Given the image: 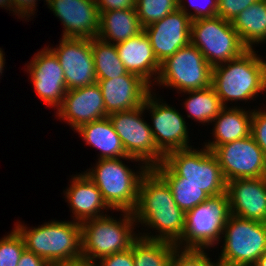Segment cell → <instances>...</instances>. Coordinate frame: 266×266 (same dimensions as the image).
I'll list each match as a JSON object with an SVG mask.
<instances>
[{
    "label": "cell",
    "instance_id": "obj_18",
    "mask_svg": "<svg viewBox=\"0 0 266 266\" xmlns=\"http://www.w3.org/2000/svg\"><path fill=\"white\" fill-rule=\"evenodd\" d=\"M56 117L66 121L74 132L86 123L108 117L99 85L67 90Z\"/></svg>",
    "mask_w": 266,
    "mask_h": 266
},
{
    "label": "cell",
    "instance_id": "obj_17",
    "mask_svg": "<svg viewBox=\"0 0 266 266\" xmlns=\"http://www.w3.org/2000/svg\"><path fill=\"white\" fill-rule=\"evenodd\" d=\"M191 21L188 15L177 9L143 28L160 64L191 42Z\"/></svg>",
    "mask_w": 266,
    "mask_h": 266
},
{
    "label": "cell",
    "instance_id": "obj_34",
    "mask_svg": "<svg viewBox=\"0 0 266 266\" xmlns=\"http://www.w3.org/2000/svg\"><path fill=\"white\" fill-rule=\"evenodd\" d=\"M186 3H189V6ZM186 3L184 0H178V9L188 15L192 21L217 16L218 0H187ZM186 6L188 8L191 7V10ZM192 10L194 11L191 12Z\"/></svg>",
    "mask_w": 266,
    "mask_h": 266
},
{
    "label": "cell",
    "instance_id": "obj_24",
    "mask_svg": "<svg viewBox=\"0 0 266 266\" xmlns=\"http://www.w3.org/2000/svg\"><path fill=\"white\" fill-rule=\"evenodd\" d=\"M75 131L82 136L85 144L99 150L98 159H117L128 156L109 117L86 123Z\"/></svg>",
    "mask_w": 266,
    "mask_h": 266
},
{
    "label": "cell",
    "instance_id": "obj_14",
    "mask_svg": "<svg viewBox=\"0 0 266 266\" xmlns=\"http://www.w3.org/2000/svg\"><path fill=\"white\" fill-rule=\"evenodd\" d=\"M49 48L59 59L67 90L97 83L91 39L62 37L56 48Z\"/></svg>",
    "mask_w": 266,
    "mask_h": 266
},
{
    "label": "cell",
    "instance_id": "obj_19",
    "mask_svg": "<svg viewBox=\"0 0 266 266\" xmlns=\"http://www.w3.org/2000/svg\"><path fill=\"white\" fill-rule=\"evenodd\" d=\"M97 84L108 115L142 106L152 91L145 80L129 72L114 79L97 80Z\"/></svg>",
    "mask_w": 266,
    "mask_h": 266
},
{
    "label": "cell",
    "instance_id": "obj_28",
    "mask_svg": "<svg viewBox=\"0 0 266 266\" xmlns=\"http://www.w3.org/2000/svg\"><path fill=\"white\" fill-rule=\"evenodd\" d=\"M153 169L167 182L176 204L186 213L205 202L210 196L189 182L181 181L163 162Z\"/></svg>",
    "mask_w": 266,
    "mask_h": 266
},
{
    "label": "cell",
    "instance_id": "obj_26",
    "mask_svg": "<svg viewBox=\"0 0 266 266\" xmlns=\"http://www.w3.org/2000/svg\"><path fill=\"white\" fill-rule=\"evenodd\" d=\"M232 27L247 49L266 43V0H259L240 12L232 21ZM254 45V46H253Z\"/></svg>",
    "mask_w": 266,
    "mask_h": 266
},
{
    "label": "cell",
    "instance_id": "obj_31",
    "mask_svg": "<svg viewBox=\"0 0 266 266\" xmlns=\"http://www.w3.org/2000/svg\"><path fill=\"white\" fill-rule=\"evenodd\" d=\"M137 16L144 28L178 9V0H136Z\"/></svg>",
    "mask_w": 266,
    "mask_h": 266
},
{
    "label": "cell",
    "instance_id": "obj_33",
    "mask_svg": "<svg viewBox=\"0 0 266 266\" xmlns=\"http://www.w3.org/2000/svg\"><path fill=\"white\" fill-rule=\"evenodd\" d=\"M206 252L207 250L177 248L172 255L170 266H221L218 262H212Z\"/></svg>",
    "mask_w": 266,
    "mask_h": 266
},
{
    "label": "cell",
    "instance_id": "obj_40",
    "mask_svg": "<svg viewBox=\"0 0 266 266\" xmlns=\"http://www.w3.org/2000/svg\"><path fill=\"white\" fill-rule=\"evenodd\" d=\"M18 266H50V264L43 258L25 249L20 257Z\"/></svg>",
    "mask_w": 266,
    "mask_h": 266
},
{
    "label": "cell",
    "instance_id": "obj_7",
    "mask_svg": "<svg viewBox=\"0 0 266 266\" xmlns=\"http://www.w3.org/2000/svg\"><path fill=\"white\" fill-rule=\"evenodd\" d=\"M221 240V266H253L266 251V223L230 214Z\"/></svg>",
    "mask_w": 266,
    "mask_h": 266
},
{
    "label": "cell",
    "instance_id": "obj_3",
    "mask_svg": "<svg viewBox=\"0 0 266 266\" xmlns=\"http://www.w3.org/2000/svg\"><path fill=\"white\" fill-rule=\"evenodd\" d=\"M14 228L22 236L25 249L49 264L82 259L79 222L51 220L30 228L18 221Z\"/></svg>",
    "mask_w": 266,
    "mask_h": 266
},
{
    "label": "cell",
    "instance_id": "obj_11",
    "mask_svg": "<svg viewBox=\"0 0 266 266\" xmlns=\"http://www.w3.org/2000/svg\"><path fill=\"white\" fill-rule=\"evenodd\" d=\"M144 112L143 104L132 110L111 113L108 117L126 154L153 168L164 161L165 155L155 144L150 123L143 119Z\"/></svg>",
    "mask_w": 266,
    "mask_h": 266
},
{
    "label": "cell",
    "instance_id": "obj_45",
    "mask_svg": "<svg viewBox=\"0 0 266 266\" xmlns=\"http://www.w3.org/2000/svg\"><path fill=\"white\" fill-rule=\"evenodd\" d=\"M253 266H266V251L257 259Z\"/></svg>",
    "mask_w": 266,
    "mask_h": 266
},
{
    "label": "cell",
    "instance_id": "obj_6",
    "mask_svg": "<svg viewBox=\"0 0 266 266\" xmlns=\"http://www.w3.org/2000/svg\"><path fill=\"white\" fill-rule=\"evenodd\" d=\"M230 214L226 192L209 197L185 213L184 235L177 248L209 250L213 246L217 247Z\"/></svg>",
    "mask_w": 266,
    "mask_h": 266
},
{
    "label": "cell",
    "instance_id": "obj_5",
    "mask_svg": "<svg viewBox=\"0 0 266 266\" xmlns=\"http://www.w3.org/2000/svg\"><path fill=\"white\" fill-rule=\"evenodd\" d=\"M212 87L223 106L228 101L250 102L266 92L261 63L254 49H247L239 57L216 65L212 69Z\"/></svg>",
    "mask_w": 266,
    "mask_h": 266
},
{
    "label": "cell",
    "instance_id": "obj_10",
    "mask_svg": "<svg viewBox=\"0 0 266 266\" xmlns=\"http://www.w3.org/2000/svg\"><path fill=\"white\" fill-rule=\"evenodd\" d=\"M191 43L212 67L235 59L247 50L231 21L219 16L191 21Z\"/></svg>",
    "mask_w": 266,
    "mask_h": 266
},
{
    "label": "cell",
    "instance_id": "obj_35",
    "mask_svg": "<svg viewBox=\"0 0 266 266\" xmlns=\"http://www.w3.org/2000/svg\"><path fill=\"white\" fill-rule=\"evenodd\" d=\"M251 136L262 149L266 159V109L254 108L252 114Z\"/></svg>",
    "mask_w": 266,
    "mask_h": 266
},
{
    "label": "cell",
    "instance_id": "obj_37",
    "mask_svg": "<svg viewBox=\"0 0 266 266\" xmlns=\"http://www.w3.org/2000/svg\"><path fill=\"white\" fill-rule=\"evenodd\" d=\"M96 266H135L131 248L111 254L95 262Z\"/></svg>",
    "mask_w": 266,
    "mask_h": 266
},
{
    "label": "cell",
    "instance_id": "obj_30",
    "mask_svg": "<svg viewBox=\"0 0 266 266\" xmlns=\"http://www.w3.org/2000/svg\"><path fill=\"white\" fill-rule=\"evenodd\" d=\"M91 49L97 80L114 79L127 73L115 44L95 37L91 39Z\"/></svg>",
    "mask_w": 266,
    "mask_h": 266
},
{
    "label": "cell",
    "instance_id": "obj_42",
    "mask_svg": "<svg viewBox=\"0 0 266 266\" xmlns=\"http://www.w3.org/2000/svg\"><path fill=\"white\" fill-rule=\"evenodd\" d=\"M260 63H261V68H262V78H263V84L266 89V61L263 60L262 56L259 54L258 55Z\"/></svg>",
    "mask_w": 266,
    "mask_h": 266
},
{
    "label": "cell",
    "instance_id": "obj_8",
    "mask_svg": "<svg viewBox=\"0 0 266 266\" xmlns=\"http://www.w3.org/2000/svg\"><path fill=\"white\" fill-rule=\"evenodd\" d=\"M163 163L181 177V181L198 186L210 197L226 192L227 181L218 160L205 146L200 150L192 147L170 151Z\"/></svg>",
    "mask_w": 266,
    "mask_h": 266
},
{
    "label": "cell",
    "instance_id": "obj_41",
    "mask_svg": "<svg viewBox=\"0 0 266 266\" xmlns=\"http://www.w3.org/2000/svg\"><path fill=\"white\" fill-rule=\"evenodd\" d=\"M50 266H96V265L95 263H92L82 258L76 261L52 263L50 264Z\"/></svg>",
    "mask_w": 266,
    "mask_h": 266
},
{
    "label": "cell",
    "instance_id": "obj_43",
    "mask_svg": "<svg viewBox=\"0 0 266 266\" xmlns=\"http://www.w3.org/2000/svg\"><path fill=\"white\" fill-rule=\"evenodd\" d=\"M0 7L12 11V13L14 12L12 0H0Z\"/></svg>",
    "mask_w": 266,
    "mask_h": 266
},
{
    "label": "cell",
    "instance_id": "obj_9",
    "mask_svg": "<svg viewBox=\"0 0 266 266\" xmlns=\"http://www.w3.org/2000/svg\"><path fill=\"white\" fill-rule=\"evenodd\" d=\"M213 67L191 42L161 63L157 86L169 87L177 93L212 86Z\"/></svg>",
    "mask_w": 266,
    "mask_h": 266
},
{
    "label": "cell",
    "instance_id": "obj_4",
    "mask_svg": "<svg viewBox=\"0 0 266 266\" xmlns=\"http://www.w3.org/2000/svg\"><path fill=\"white\" fill-rule=\"evenodd\" d=\"M121 218L105 215L81 224V255L92 263L111 254L125 251L139 237L133 212L120 211Z\"/></svg>",
    "mask_w": 266,
    "mask_h": 266
},
{
    "label": "cell",
    "instance_id": "obj_2",
    "mask_svg": "<svg viewBox=\"0 0 266 266\" xmlns=\"http://www.w3.org/2000/svg\"><path fill=\"white\" fill-rule=\"evenodd\" d=\"M123 160L140 162L139 170L129 168ZM95 167L84 171L98 187L107 206L113 211L133 212L138 202L141 178L149 167L141 160L127 156L117 159H98Z\"/></svg>",
    "mask_w": 266,
    "mask_h": 266
},
{
    "label": "cell",
    "instance_id": "obj_36",
    "mask_svg": "<svg viewBox=\"0 0 266 266\" xmlns=\"http://www.w3.org/2000/svg\"><path fill=\"white\" fill-rule=\"evenodd\" d=\"M259 0H218L217 16L232 21L240 12Z\"/></svg>",
    "mask_w": 266,
    "mask_h": 266
},
{
    "label": "cell",
    "instance_id": "obj_15",
    "mask_svg": "<svg viewBox=\"0 0 266 266\" xmlns=\"http://www.w3.org/2000/svg\"><path fill=\"white\" fill-rule=\"evenodd\" d=\"M28 63L25 70L27 69L29 73L37 96L47 104V107L58 109L67 92L64 71L58 57L48 45L37 54L35 53Z\"/></svg>",
    "mask_w": 266,
    "mask_h": 266
},
{
    "label": "cell",
    "instance_id": "obj_25",
    "mask_svg": "<svg viewBox=\"0 0 266 266\" xmlns=\"http://www.w3.org/2000/svg\"><path fill=\"white\" fill-rule=\"evenodd\" d=\"M143 31L136 9L110 10L100 13L97 37L117 44Z\"/></svg>",
    "mask_w": 266,
    "mask_h": 266
},
{
    "label": "cell",
    "instance_id": "obj_1",
    "mask_svg": "<svg viewBox=\"0 0 266 266\" xmlns=\"http://www.w3.org/2000/svg\"><path fill=\"white\" fill-rule=\"evenodd\" d=\"M133 215L137 226L141 224L145 229L148 228L146 230H155L156 235L151 230L150 233L138 230L142 238L167 241L175 245L183 238L185 213L176 204L167 182L153 168H149L141 178Z\"/></svg>",
    "mask_w": 266,
    "mask_h": 266
},
{
    "label": "cell",
    "instance_id": "obj_44",
    "mask_svg": "<svg viewBox=\"0 0 266 266\" xmlns=\"http://www.w3.org/2000/svg\"><path fill=\"white\" fill-rule=\"evenodd\" d=\"M3 53H4V51L2 50V48H0V75H2L4 67H5V63H6L5 62L6 59H5V56H4L5 54H3Z\"/></svg>",
    "mask_w": 266,
    "mask_h": 266
},
{
    "label": "cell",
    "instance_id": "obj_38",
    "mask_svg": "<svg viewBox=\"0 0 266 266\" xmlns=\"http://www.w3.org/2000/svg\"><path fill=\"white\" fill-rule=\"evenodd\" d=\"M46 1V0H45ZM38 0H12L14 15L18 18H25V20H30L33 15H36V7Z\"/></svg>",
    "mask_w": 266,
    "mask_h": 266
},
{
    "label": "cell",
    "instance_id": "obj_13",
    "mask_svg": "<svg viewBox=\"0 0 266 266\" xmlns=\"http://www.w3.org/2000/svg\"><path fill=\"white\" fill-rule=\"evenodd\" d=\"M216 156L225 180L266 177V159L253 137L247 136L220 146Z\"/></svg>",
    "mask_w": 266,
    "mask_h": 266
},
{
    "label": "cell",
    "instance_id": "obj_39",
    "mask_svg": "<svg viewBox=\"0 0 266 266\" xmlns=\"http://www.w3.org/2000/svg\"><path fill=\"white\" fill-rule=\"evenodd\" d=\"M99 14L110 10L135 9L136 0H96Z\"/></svg>",
    "mask_w": 266,
    "mask_h": 266
},
{
    "label": "cell",
    "instance_id": "obj_16",
    "mask_svg": "<svg viewBox=\"0 0 266 266\" xmlns=\"http://www.w3.org/2000/svg\"><path fill=\"white\" fill-rule=\"evenodd\" d=\"M46 4L63 24L62 37H97L100 14L96 0H46Z\"/></svg>",
    "mask_w": 266,
    "mask_h": 266
},
{
    "label": "cell",
    "instance_id": "obj_29",
    "mask_svg": "<svg viewBox=\"0 0 266 266\" xmlns=\"http://www.w3.org/2000/svg\"><path fill=\"white\" fill-rule=\"evenodd\" d=\"M135 266H170L177 245L138 237L131 245Z\"/></svg>",
    "mask_w": 266,
    "mask_h": 266
},
{
    "label": "cell",
    "instance_id": "obj_27",
    "mask_svg": "<svg viewBox=\"0 0 266 266\" xmlns=\"http://www.w3.org/2000/svg\"><path fill=\"white\" fill-rule=\"evenodd\" d=\"M183 95H189L183 102L187 111V117L198 123L211 124L224 107L214 88L210 86L201 90H189L181 92Z\"/></svg>",
    "mask_w": 266,
    "mask_h": 266
},
{
    "label": "cell",
    "instance_id": "obj_22",
    "mask_svg": "<svg viewBox=\"0 0 266 266\" xmlns=\"http://www.w3.org/2000/svg\"><path fill=\"white\" fill-rule=\"evenodd\" d=\"M70 180L71 184L63 194L73 213V221L82 223L88 219L105 216L107 210H111L104 202L98 187L84 172L72 176Z\"/></svg>",
    "mask_w": 266,
    "mask_h": 266
},
{
    "label": "cell",
    "instance_id": "obj_20",
    "mask_svg": "<svg viewBox=\"0 0 266 266\" xmlns=\"http://www.w3.org/2000/svg\"><path fill=\"white\" fill-rule=\"evenodd\" d=\"M226 193L231 214L266 223V177L228 181Z\"/></svg>",
    "mask_w": 266,
    "mask_h": 266
},
{
    "label": "cell",
    "instance_id": "obj_23",
    "mask_svg": "<svg viewBox=\"0 0 266 266\" xmlns=\"http://www.w3.org/2000/svg\"><path fill=\"white\" fill-rule=\"evenodd\" d=\"M252 114V109L246 111L245 108L237 105L224 106L212 122L214 140L203 142L204 146L213 151L217 146L250 136Z\"/></svg>",
    "mask_w": 266,
    "mask_h": 266
},
{
    "label": "cell",
    "instance_id": "obj_21",
    "mask_svg": "<svg viewBox=\"0 0 266 266\" xmlns=\"http://www.w3.org/2000/svg\"><path fill=\"white\" fill-rule=\"evenodd\" d=\"M115 45L118 56L127 72L138 75L153 89L159 75L161 64L156 58L145 32L142 31L126 41L119 42Z\"/></svg>",
    "mask_w": 266,
    "mask_h": 266
},
{
    "label": "cell",
    "instance_id": "obj_32",
    "mask_svg": "<svg viewBox=\"0 0 266 266\" xmlns=\"http://www.w3.org/2000/svg\"><path fill=\"white\" fill-rule=\"evenodd\" d=\"M0 239V266H18L25 244L19 232L13 228Z\"/></svg>",
    "mask_w": 266,
    "mask_h": 266
},
{
    "label": "cell",
    "instance_id": "obj_12",
    "mask_svg": "<svg viewBox=\"0 0 266 266\" xmlns=\"http://www.w3.org/2000/svg\"><path fill=\"white\" fill-rule=\"evenodd\" d=\"M144 110L149 111L152 125L150 128L157 148L166 155L173 150L192 148L189 144L188 124L182 114L172 105L163 103L152 91L144 102Z\"/></svg>",
    "mask_w": 266,
    "mask_h": 266
}]
</instances>
